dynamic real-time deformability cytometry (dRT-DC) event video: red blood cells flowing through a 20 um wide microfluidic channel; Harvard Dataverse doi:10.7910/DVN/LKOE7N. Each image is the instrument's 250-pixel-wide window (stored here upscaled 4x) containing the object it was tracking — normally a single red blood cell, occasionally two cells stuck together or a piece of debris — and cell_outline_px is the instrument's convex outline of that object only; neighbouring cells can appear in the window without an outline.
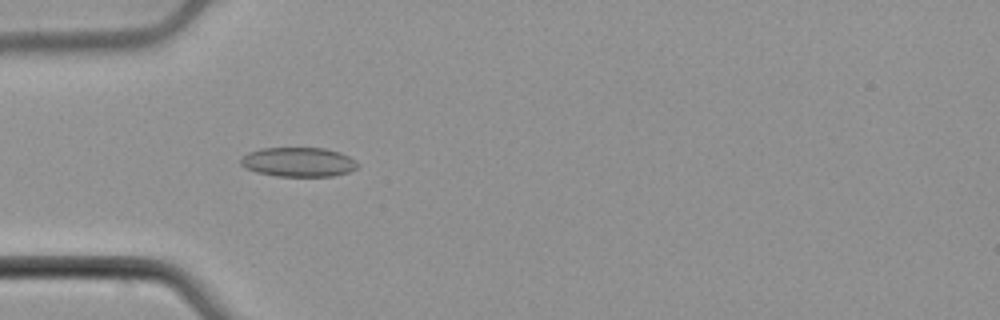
{"species": "common noctule bat (a hibernating species)", "species_latin": "Nyctalus noctula", "temperature_condition": "cold", "stored_images_in_passage": 5, "camera_frame_rate_fps": 3000, "um_per_image_px": 0.085, "animal": {"sex": "male", "body_mass_g": 21.5, "forearm_length_mm": 52.0}, "frame": {"image": 1, "passage_image": 5, "time_ms": 1.333, "image_size_px": [1000, 320], "cell_outline_px": [[360, 164], [356, 168], [348, 172], [332, 176], [276, 176], [256, 172], [244, 168], [240, 164], [240, 156], [248, 152], [260, 148], [324, 148], [340, 152], [356, 160]], "centroid_in_image_um": [25.33, 13.77], "position_along_channel_um": 59.7, "area_um2": 20.23}}